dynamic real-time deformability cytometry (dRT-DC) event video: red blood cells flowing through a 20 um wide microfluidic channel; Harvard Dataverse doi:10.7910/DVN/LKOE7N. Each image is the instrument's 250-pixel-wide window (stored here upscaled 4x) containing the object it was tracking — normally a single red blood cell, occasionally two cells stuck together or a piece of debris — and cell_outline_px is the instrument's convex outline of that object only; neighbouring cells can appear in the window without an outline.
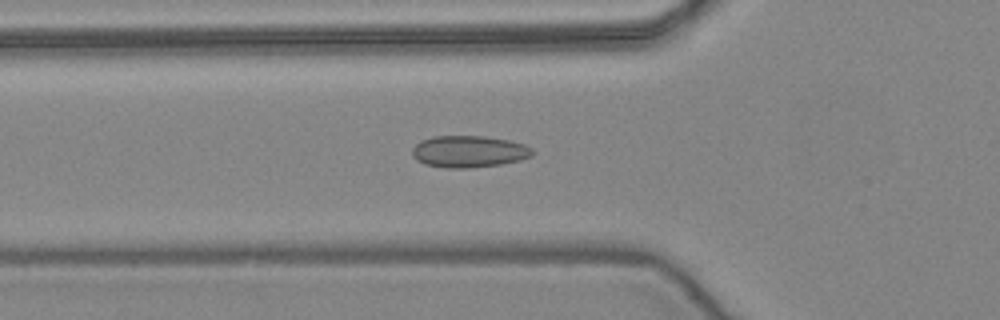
{"species": "common noctule bat (a hibernating species)", "species_latin": "Nyctalus noctula", "temperature_condition": "warm", "stored_images_in_passage": 52, "camera_frame_rate_fps": 3000, "um_per_image_px": 0.085, "animal": {"sex": "female", "body_mass_g": 24.6, "forearm_length_mm": 56.2}, "frame": {"image": 1, "passage_image": 18, "time_ms": 5.667, "image_size_px": [1000, 320], "cell_outline_px": [[536, 152], [532, 156], [520, 160], [500, 164], [468, 168], [448, 168], [424, 164], [416, 160], [412, 156], [412, 148], [420, 140], [432, 136], [484, 136], [508, 140], [524, 144], [532, 148]], "centroid_in_image_um": [39.85, 12.88], "position_along_channel_um": 86.0, "area_um2": 22.43}}
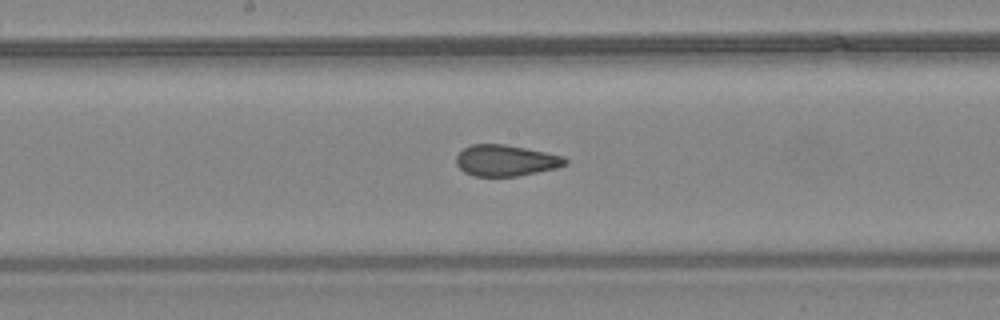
{"frame": {"image": 2, "passage_image": 27, "time_ms": 8.667, "image_size_px": [1000, 320], "cell_outline_px": [[568, 164], [560, 168], [516, 176], [476, 176], [464, 172], [456, 164], [456, 156], [464, 148], [472, 144], [504, 144], [564, 156], [568, 160]], "centroid_in_image_um": [43.02, 13.65], "position_along_channel_um": 205.2, "area_um2": 19.83}}
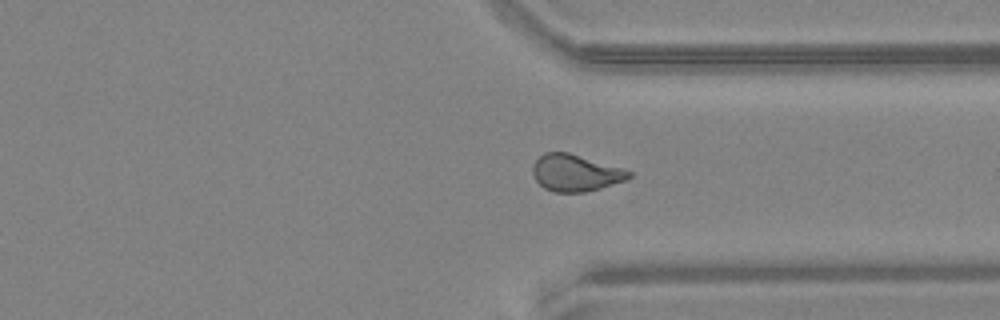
{"frame": {"image": 3, "passage_image": 39, "time_ms": 12.667, "image_size_px": [1000, 320], "cell_outline_px": [[632, 176], [624, 180], [600, 188], [584, 192], [552, 192], [544, 188], [536, 180], [532, 172], [532, 164], [544, 152], [568, 152], [620, 168], [632, 172]], "centroid_in_image_um": [48.86, 14.7], "position_along_channel_um": 362.5, "area_um2": 20.35}, "authors_computed_cell_mechanics": {"area_um2": 21.0681, "velocity_mm_per_s": 3.9519, "shape_relaxation_time_tau1_ms": null, "shape_relaxation_time_tau2_ms": 1.1657, "deformation_change_tau1": null, "deformation_change_tau2": 0.0757}}